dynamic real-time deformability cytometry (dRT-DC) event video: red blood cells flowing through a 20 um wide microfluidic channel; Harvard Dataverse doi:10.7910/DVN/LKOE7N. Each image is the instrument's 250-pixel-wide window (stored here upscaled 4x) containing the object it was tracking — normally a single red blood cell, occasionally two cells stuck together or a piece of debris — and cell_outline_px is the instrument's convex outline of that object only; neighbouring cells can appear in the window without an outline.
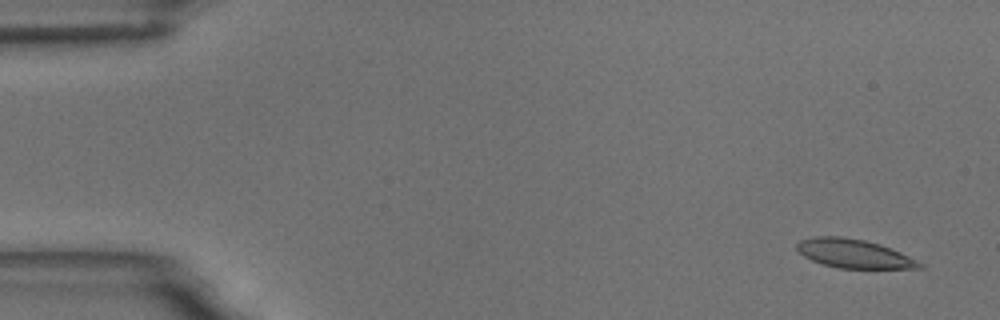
{"species": "common noctule bat (a hibernating species)", "species_latin": "Nyctalus noctula", "temperature_condition": "room temperature", "stored_images_in_passage": 6, "segment_of_instrument_passage": [1, 2], "camera_frame_rate_fps": 3000, "um_per_image_px": 0.085, "animal": {"sex": "male", "body_mass_g": 18.8}, "frame": {"image": 1, "passage_image": 1, "time_ms": 0.0, "image_size_px": [1000, 320], "cell_outline_px": [[924, 268], [840, 268], [824, 264], [812, 260], [804, 256], [796, 248], [796, 244], [800, 240], [816, 236], [840, 236], [864, 240], [880, 244], [900, 252], [924, 264]], "centroid_in_image_um": [72.58, 21.55], "position_along_channel_um": 12.4, "area_um2": 20.35}}